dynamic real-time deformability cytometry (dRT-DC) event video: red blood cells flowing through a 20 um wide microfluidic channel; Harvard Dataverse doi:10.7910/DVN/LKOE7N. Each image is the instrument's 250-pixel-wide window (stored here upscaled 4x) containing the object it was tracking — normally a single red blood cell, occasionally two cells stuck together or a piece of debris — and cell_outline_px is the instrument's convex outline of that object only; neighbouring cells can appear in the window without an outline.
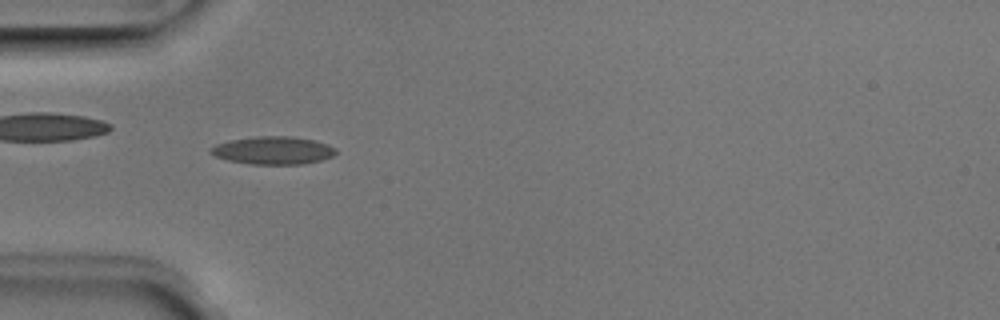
{"species": "Egyptian fruit bat (a non-hibernating species)", "species_latin": "Rousettus aegyptiacus", "temperature_condition": "room temperature", "stored_images_in_passage": 39, "camera_frame_rate_fps": 3000, "um_per_image_px": 0.085, "animal": {"sex": "male"}, "frame": {"image": 1, "passage_image": 4, "time_ms": 1.0, "image_size_px": [1000, 320], "cell_outline_px": [[336, 152], [332, 156], [320, 160], [300, 164], [252, 164], [228, 160], [216, 156], [208, 152], [208, 148], [216, 144], [228, 140], [256, 136], [292, 136], [316, 140], [328, 144], [336, 148]], "centroid_in_image_um": [23.19, 12.77], "position_along_channel_um": 61.8, "area_um2": 20.4}}
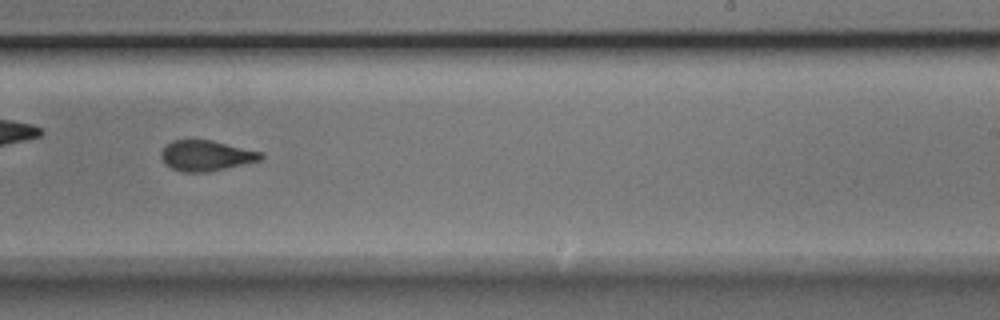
{"frame": {"image": 2, "passage_image": 20, "time_ms": 6.333, "image_size_px": [1000, 320], "cell_outline_px": [[264, 156], [260, 160], [224, 168], [204, 172], [184, 172], [172, 168], [164, 164], [160, 156], [160, 152], [172, 140], [212, 140], [264, 152]], "centroid_in_image_um": [17.52, 13.22], "position_along_channel_um": 271.5, "area_um2": 17.63}}
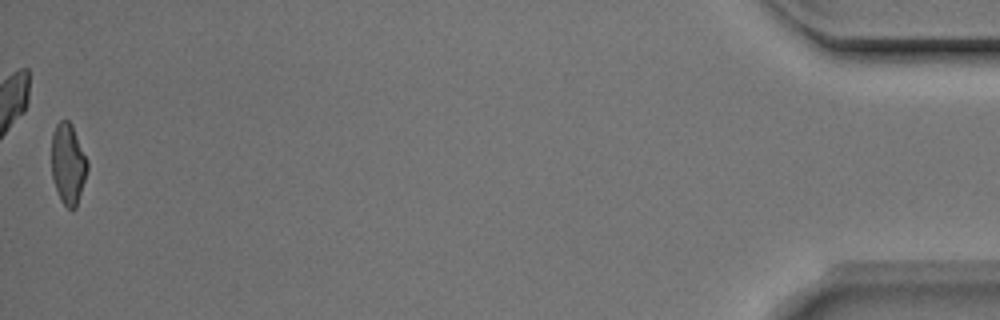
{"frame": {"image": 3, "passage_image": 39, "time_ms": 12.667, "image_size_px": [1000, 320], "cell_outline_px": [[88, 168], [76, 208], [72, 212], [60, 200], [52, 176], [52, 132], [56, 124], [60, 120], [68, 120], [72, 124], [88, 160]], "centroid_in_image_um": [5.79, 13.92], "position_along_channel_um": 429.4, "area_um2": 16.99}, "authors_computed_cell_mechanics": {"area_um2": 18.2648, "velocity_mm_per_s": 3.9744, "shape_relaxation_time_tau1_ms": 3.1636, "shape_relaxation_time_tau2_ms": 1.0907, "deformation_change_tau1": 0.1498, "deformation_change_tau2": 0.0745}}